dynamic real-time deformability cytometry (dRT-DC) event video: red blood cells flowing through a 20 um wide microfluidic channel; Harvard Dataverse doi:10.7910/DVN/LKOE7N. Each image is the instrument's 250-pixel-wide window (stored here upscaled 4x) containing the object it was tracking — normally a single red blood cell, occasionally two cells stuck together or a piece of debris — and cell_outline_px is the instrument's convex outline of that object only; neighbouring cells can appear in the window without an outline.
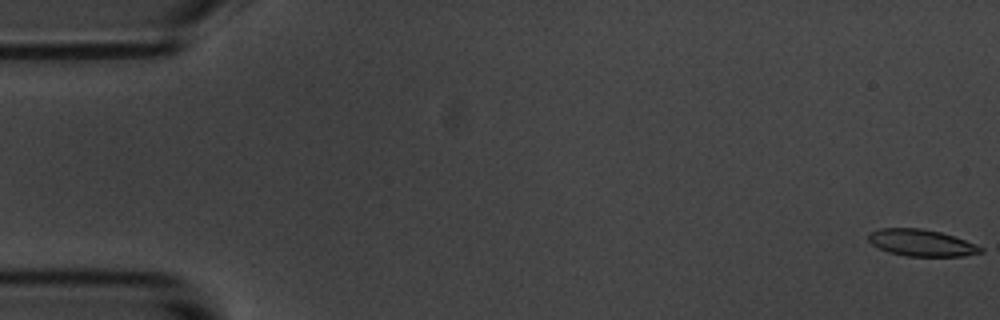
{"species": "common noctule bat (a hibernating species)", "species_latin": "Nyctalus noctula", "temperature_condition": "room temperature", "stored_images_in_passage": 6, "camera_frame_rate_fps": 3000, "um_per_image_px": 0.085, "animal": {"sex": "male", "body_mass_g": 20.1, "forearm_length_mm": 53.5}, "frame": {"image": 1, "passage_image": 1, "time_ms": 0.0, "image_size_px": [1000, 320], "cell_outline_px": [[984, 252], [964, 256], [908, 256], [888, 252], [876, 248], [868, 240], [868, 232], [880, 228], [920, 228], [940, 232], [976, 244], [984, 248]], "centroid_in_image_um": [78.29, 20.64], "position_along_channel_um": 6.7, "area_um2": 17.57}}
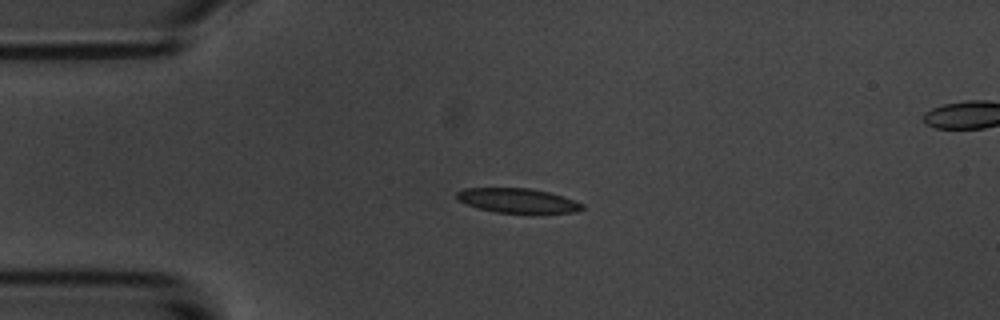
{"frame": {"image": 2, "passage_image": 4, "time_ms": 4.333, "image_size_px": [1000, 320], "cell_outline_px": [[584, 208], [572, 212], [496, 212], [480, 208], [468, 204], [460, 200], [456, 196], [456, 192], [464, 188], [528, 188], [548, 192], [584, 204]], "centroid_in_image_um": [43.96, 17.03], "position_along_channel_um": 41.0, "area_um2": 17.28}}